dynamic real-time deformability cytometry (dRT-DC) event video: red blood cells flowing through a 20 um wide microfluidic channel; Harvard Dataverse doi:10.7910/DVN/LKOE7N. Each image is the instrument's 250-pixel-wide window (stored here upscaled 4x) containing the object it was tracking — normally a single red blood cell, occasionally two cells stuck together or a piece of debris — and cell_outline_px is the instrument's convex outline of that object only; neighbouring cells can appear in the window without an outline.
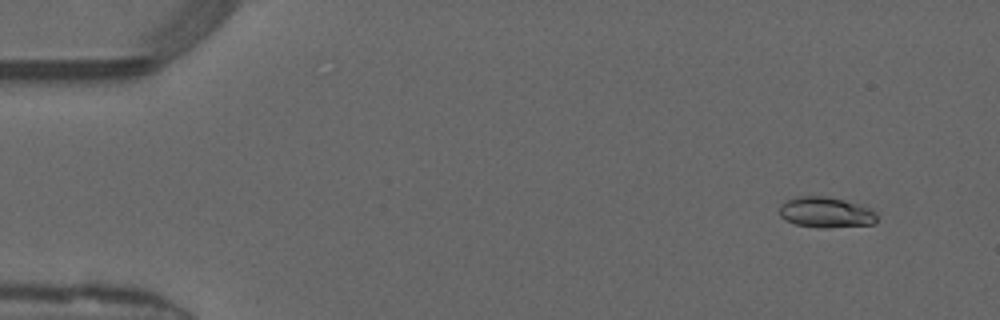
{"species": "common noctule bat (a hibernating species)", "species_latin": "Nyctalus noctula", "temperature_condition": "warm", "stored_images_in_passage": 50, "camera_frame_rate_fps": 3000, "um_per_image_px": 0.085, "animal": {"sex": "male", "forearm_length_mm": 52.5}, "frame": {"image": 1, "passage_image": 4, "time_ms": 1.0, "image_size_px": [1000, 320], "cell_outline_px": [[876, 224], [828, 228], [820, 228], [796, 224], [784, 220], [780, 216], [780, 204], [796, 196], [824, 196], [844, 200], [872, 208], [876, 212]], "centroid_in_image_um": [70.21, 18.06], "position_along_channel_um": 14.8, "area_um2": 17.57}}
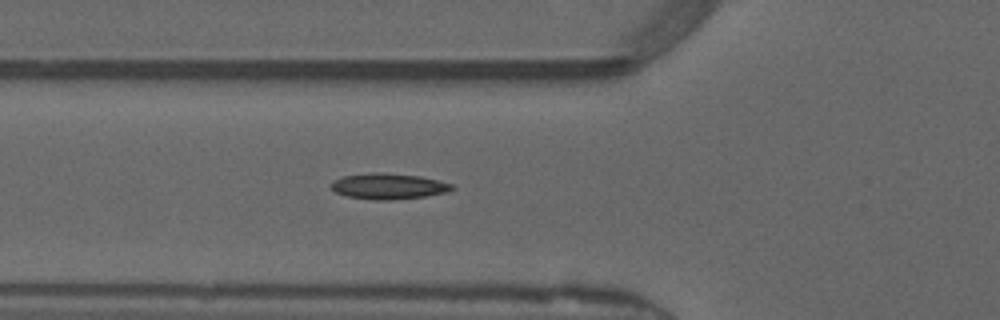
{"frame": {"image": 2, "passage_image": 18, "time_ms": 5.667, "image_size_px": [1000, 320], "cell_outline_px": [[456, 188], [448, 192], [424, 196], [392, 200], [376, 200], [348, 196], [336, 192], [328, 184], [332, 180], [344, 176], [420, 176], [452, 184]], "centroid_in_image_um": [33.06, 15.89], "position_along_channel_um": 92.7, "area_um2": 16.94}}
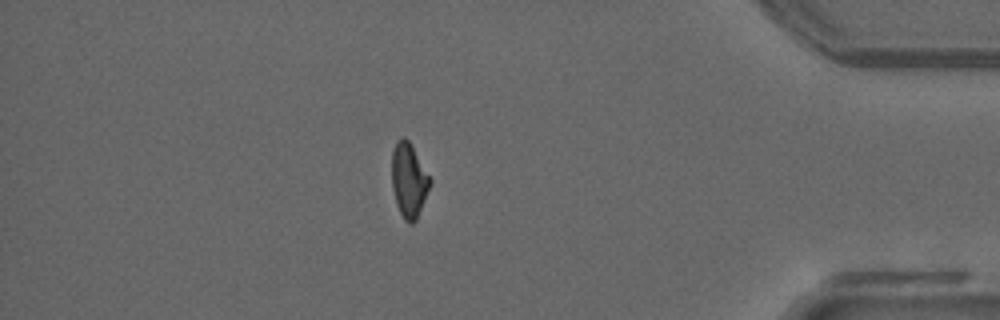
{"frame": {"image": 3, "passage_image": 43, "time_ms": 14.0, "image_size_px": [1000, 320], "cell_outline_px": [[432, 184], [416, 220], [412, 224], [408, 224], [404, 220], [396, 204], [392, 188], [392, 152], [396, 140], [400, 136], [404, 136], [408, 140], [432, 180]], "centroid_in_image_um": [34.75, 15.33], "position_along_channel_um": 400.4, "area_um2": 16.7}, "authors_computed_cell_mechanics": {"area_um2": 16.8776, "velocity_mm_per_s": 4.1607, "shape_relaxation_time_tau1_ms": 4.9151, "shape_relaxation_time_tau2_ms": 4.0566, "deformation_change_tau1": 0.1774, "deformation_change_tau2": 0.1001}}